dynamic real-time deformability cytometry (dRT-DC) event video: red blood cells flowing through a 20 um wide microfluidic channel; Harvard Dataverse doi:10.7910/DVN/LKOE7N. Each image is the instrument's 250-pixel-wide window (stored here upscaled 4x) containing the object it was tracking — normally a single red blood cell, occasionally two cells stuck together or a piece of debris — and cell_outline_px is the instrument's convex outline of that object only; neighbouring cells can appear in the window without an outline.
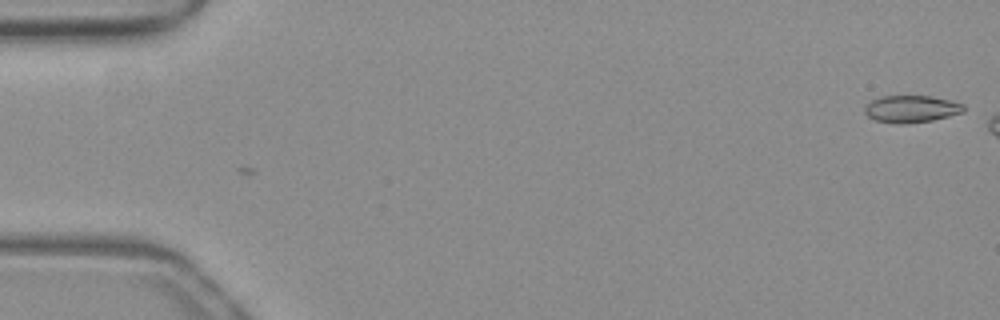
{"species": "common noctule bat (a hibernating species)", "species_latin": "Nyctalus noctula", "temperature_condition": "warm", "stored_images_in_passage": 6, "camera_frame_rate_fps": 3000, "um_per_image_px": 0.085, "animal": {"sex": "female", "body_mass_g": 19.3, "forearm_length_mm": 54.1}, "frame": {"image": 1, "passage_image": 1, "time_ms": 0.0, "image_size_px": [1000, 320], "cell_outline_px": [[964, 112], [932, 120], [908, 124], [896, 124], [876, 120], [868, 116], [864, 112], [864, 108], [872, 100], [880, 96], [928, 96], [948, 100], [964, 104]], "centroid_in_image_um": [77.44, 9.27], "position_along_channel_um": 7.6, "area_um2": 15.55}}